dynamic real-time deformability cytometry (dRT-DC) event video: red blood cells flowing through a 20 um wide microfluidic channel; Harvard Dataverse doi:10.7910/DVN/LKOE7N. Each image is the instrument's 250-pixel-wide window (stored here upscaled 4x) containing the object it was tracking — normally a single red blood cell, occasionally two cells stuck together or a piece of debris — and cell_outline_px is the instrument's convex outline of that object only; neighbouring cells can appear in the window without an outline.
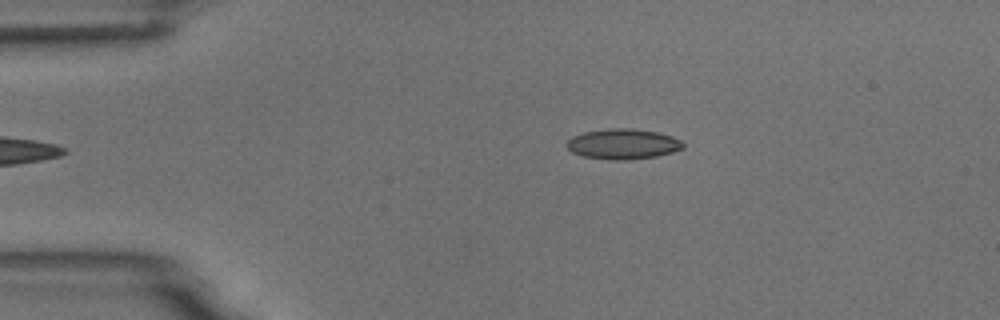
{"species": "common noctule bat (a hibernating species)", "species_latin": "Nyctalus noctula", "temperature_condition": "room temperature", "stored_images_in_passage": 6, "camera_frame_rate_fps": 3000, "um_per_image_px": 0.085, "animal": {"sex": "male", "body_mass_g": 18.8}, "frame": {"image": 1, "passage_image": 6, "time_ms": 5.667, "image_size_px": [1000, 320], "cell_outline_px": [[684, 148], [672, 152], [656, 156], [628, 160], [616, 160], [584, 156], [572, 152], [564, 144], [572, 136], [584, 132], [608, 128], [632, 128], [656, 132], [672, 136], [680, 140], [684, 144]], "centroid_in_image_um": [52.94, 12.23], "position_along_channel_um": 32.1, "area_um2": 20.52}}